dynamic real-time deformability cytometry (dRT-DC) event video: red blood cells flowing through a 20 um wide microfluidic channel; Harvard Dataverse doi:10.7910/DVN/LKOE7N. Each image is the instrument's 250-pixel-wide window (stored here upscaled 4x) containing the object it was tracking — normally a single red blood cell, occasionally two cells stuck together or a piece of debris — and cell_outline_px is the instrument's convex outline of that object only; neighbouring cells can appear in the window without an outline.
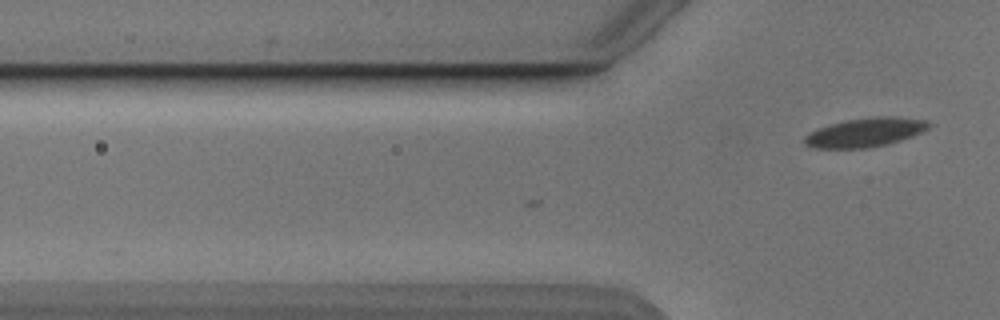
{"species": "Egyptian fruit bat (a non-hibernating species)", "species_latin": "Rousettus aegyptiacus", "temperature_condition": "cold", "stored_images_in_passage": 3, "camera_frame_rate_fps": 3000, "um_per_image_px": 0.085, "animal": {"sex": "male"}, "frame": {"image": 1, "passage_image": 3, "time_ms": 0.667, "image_size_px": [1000, 320], "cell_outline_px": [[932, 124], [928, 128], [912, 136], [888, 144], [864, 148], [812, 148], [804, 144], [804, 136], [808, 132], [844, 120], [876, 116], [892, 116], [928, 120]], "centroid_in_image_um": [73.54, 11.25], "position_along_channel_um": 52.3, "area_um2": 20.98}}